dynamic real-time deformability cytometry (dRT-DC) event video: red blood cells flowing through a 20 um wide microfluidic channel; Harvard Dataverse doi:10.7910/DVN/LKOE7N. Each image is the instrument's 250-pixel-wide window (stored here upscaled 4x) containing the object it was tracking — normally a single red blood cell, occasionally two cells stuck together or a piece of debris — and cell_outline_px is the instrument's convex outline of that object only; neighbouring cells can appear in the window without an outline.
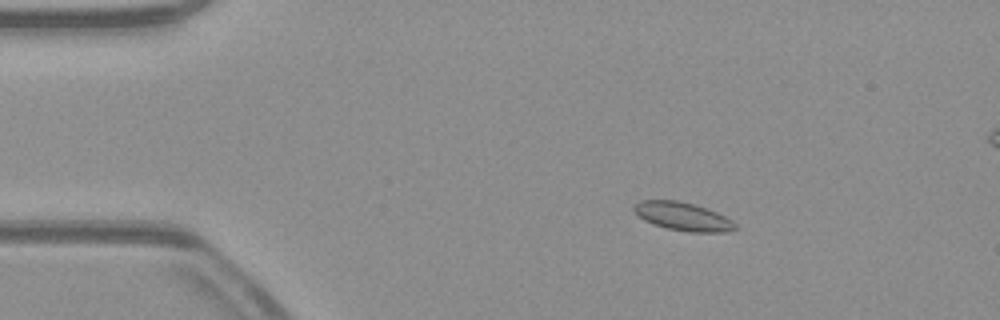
{"species": "common noctule bat (a hibernating species)", "species_latin": "Nyctalus noctula", "temperature_condition": "warm", "stored_images_in_passage": 54, "segment_of_instrument_passage": [1, 2], "camera_frame_rate_fps": 3000, "um_per_image_px": 0.085, "animal": {"sex": "male", "body_mass_g": 23.1, "forearm_length_mm": 52.7}, "frame": {"image": 1, "passage_image": 9, "time_ms": 2.667, "image_size_px": [1000, 320], "cell_outline_px": [[736, 228], [728, 232], [688, 232], [668, 228], [644, 220], [632, 208], [640, 200], [676, 200], [696, 204], [716, 212], [732, 220], [736, 224]], "centroid_in_image_um": [58.07, 18.39], "position_along_channel_um": 26.9, "area_um2": 16.53}}
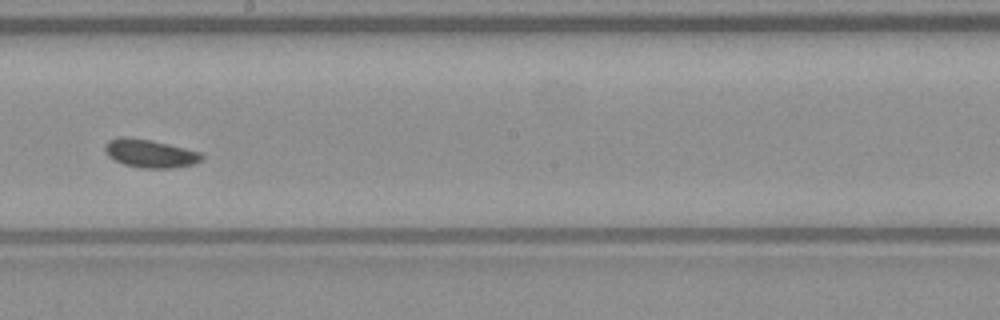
{"frame": {"image": 2, "passage_image": 30, "time_ms": 9.667, "image_size_px": [1000, 320], "cell_outline_px": [[204, 156], [196, 164], [172, 168], [140, 168], [124, 164], [108, 156], [104, 148], [104, 144], [108, 140], [120, 136], [124, 136], [152, 140], [200, 152]], "centroid_in_image_um": [12.73, 13.04], "position_along_channel_um": 235.5, "area_um2": 15.95}}
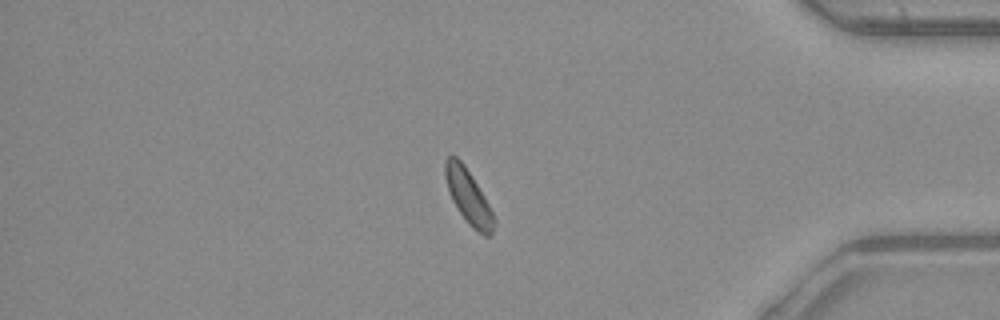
{"frame": {"image": 3, "passage_image": 45, "time_ms": 14.667, "image_size_px": [1000, 320], "cell_outline_px": [[496, 224], [492, 232], [488, 236], [484, 236], [472, 228], [468, 224], [456, 208], [452, 200], [444, 176], [444, 160], [448, 156], [456, 156], [464, 164], [472, 176], [488, 204], [496, 220]], "centroid_in_image_um": [39.8, 16.73], "position_along_channel_um": 395.4, "area_um2": 15.43}}